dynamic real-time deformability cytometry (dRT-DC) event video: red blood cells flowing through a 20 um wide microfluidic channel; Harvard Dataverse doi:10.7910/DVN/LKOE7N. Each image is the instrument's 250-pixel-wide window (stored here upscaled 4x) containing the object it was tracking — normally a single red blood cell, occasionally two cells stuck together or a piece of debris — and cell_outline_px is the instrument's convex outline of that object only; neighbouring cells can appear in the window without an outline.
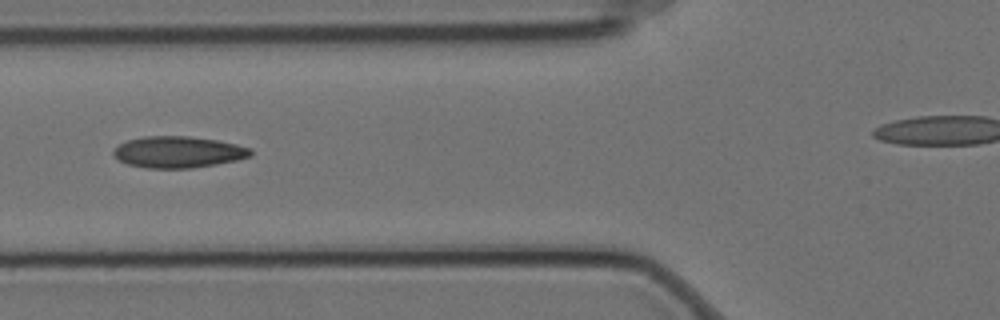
{"species": "Egyptian fruit bat (a non-hibernating species)", "species_latin": "Rousettus aegyptiacus", "temperature_condition": "cold", "stored_images_in_passage": 12, "camera_frame_rate_fps": 3000, "um_per_image_px": 0.085, "animal": {"sex": "female"}, "frame": {"image": 1, "passage_image": 6, "time_ms": 1.667, "image_size_px": [1000, 320], "cell_outline_px": [[252, 156], [236, 160], [216, 164], [192, 168], [148, 168], [128, 164], [120, 160], [112, 152], [120, 144], [128, 140], [144, 136], [188, 136], [216, 140], [236, 144], [252, 148]], "centroid_in_image_um": [15.18, 12.92], "position_along_channel_um": 110.6, "area_um2": 24.97}}
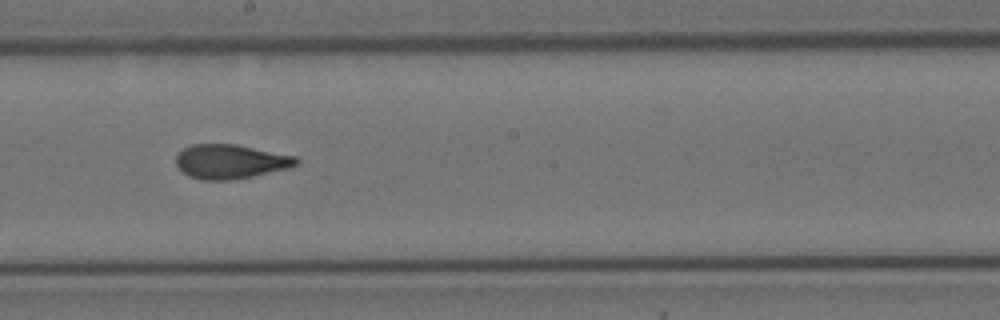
{"frame": {"image": 2, "passage_image": 9, "time_ms": 2.667, "image_size_px": [1000, 320], "cell_outline_px": [[300, 164], [288, 168], [252, 176], [228, 180], [200, 180], [188, 176], [176, 164], [176, 156], [184, 148], [192, 144], [236, 144], [296, 156], [300, 160]], "centroid_in_image_um": [19.61, 13.73], "position_along_channel_um": 228.6, "area_um2": 23.99}}
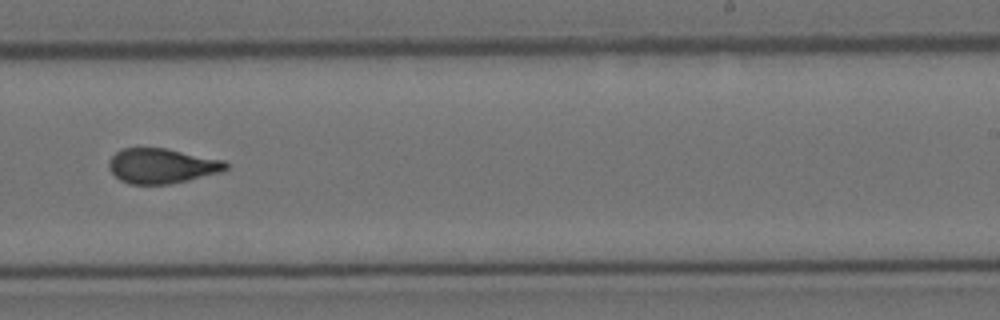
{"frame": {"image": 3, "passage_image": 10, "time_ms": 3.0, "image_size_px": [1000, 320], "cell_outline_px": [[228, 168], [220, 172], [188, 180], [168, 184], [128, 184], [120, 180], [108, 168], [108, 160], [120, 148], [168, 148], [224, 160], [228, 164]], "centroid_in_image_um": [13.74, 14.09], "position_along_channel_um": 275.3, "area_um2": 23.93}}